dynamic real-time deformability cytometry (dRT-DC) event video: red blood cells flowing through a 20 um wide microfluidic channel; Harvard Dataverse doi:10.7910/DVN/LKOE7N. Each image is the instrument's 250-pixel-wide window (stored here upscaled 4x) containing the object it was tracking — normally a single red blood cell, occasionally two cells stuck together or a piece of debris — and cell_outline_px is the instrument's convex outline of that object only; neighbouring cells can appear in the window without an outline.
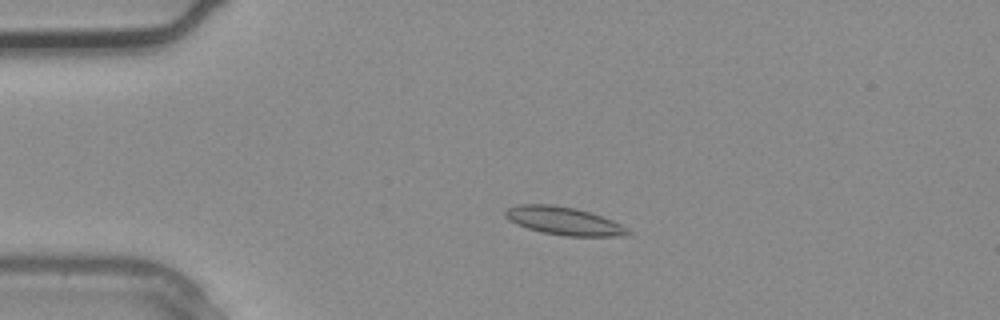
{"species": "common noctule bat (a hibernating species)", "species_latin": "Nyctalus noctula", "temperature_condition": "warm", "stored_images_in_passage": 4, "camera_frame_rate_fps": 3000, "um_per_image_px": 0.085, "animal": {"sex": "male", "body_mass_g": 20.4}, "frame": {"image": 1, "passage_image": 3, "time_ms": 0.667, "image_size_px": [1000, 320], "cell_outline_px": [[632, 232], [624, 236], [564, 236], [540, 232], [516, 224], [508, 220], [504, 216], [504, 208], [516, 204], [552, 204], [576, 208], [612, 220], [628, 228]], "centroid_in_image_um": [47.86, 18.77], "position_along_channel_um": 37.1, "area_um2": 20.23}}
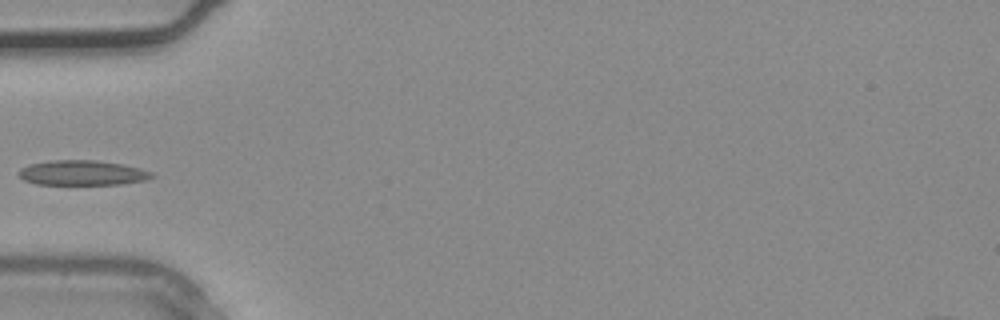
{"frame": {"image": 2, "passage_image": 4, "time_ms": 1.0, "image_size_px": [1000, 320], "cell_outline_px": [[156, 176], [144, 180], [120, 184], [36, 184], [24, 180], [16, 172], [20, 168], [28, 164], [52, 160], [96, 160], [120, 164], [140, 168], [152, 172]], "centroid_in_image_um": [6.96, 14.68], "position_along_channel_um": 78.0, "area_um2": 19.31}}